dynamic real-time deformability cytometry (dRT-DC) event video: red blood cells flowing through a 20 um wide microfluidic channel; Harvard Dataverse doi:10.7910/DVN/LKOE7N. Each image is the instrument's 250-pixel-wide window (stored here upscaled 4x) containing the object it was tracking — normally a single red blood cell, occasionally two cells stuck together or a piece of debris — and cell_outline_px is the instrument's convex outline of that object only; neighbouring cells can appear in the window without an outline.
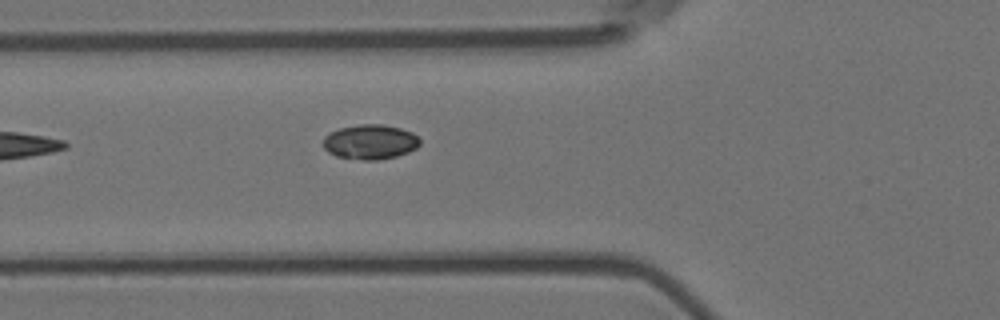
{"species": "Egyptian fruit bat (a non-hibernating species)", "species_latin": "Rousettus aegyptiacus", "temperature_condition": "room temperature", "stored_images_in_passage": 6, "camera_frame_rate_fps": 3000, "um_per_image_px": 0.085, "animal": {"sex": "female"}, "frame": {"image": 1, "passage_image": 6, "time_ms": 1.667, "image_size_px": [1000, 320], "cell_outline_px": [[420, 144], [416, 148], [408, 152], [396, 156], [380, 160], [364, 160], [336, 156], [328, 152], [324, 148], [324, 136], [340, 128], [360, 124], [384, 124], [400, 128], [412, 132], [420, 140]], "centroid_in_image_um": [31.48, 12.06], "position_along_channel_um": 94.3, "area_um2": 19.54}}